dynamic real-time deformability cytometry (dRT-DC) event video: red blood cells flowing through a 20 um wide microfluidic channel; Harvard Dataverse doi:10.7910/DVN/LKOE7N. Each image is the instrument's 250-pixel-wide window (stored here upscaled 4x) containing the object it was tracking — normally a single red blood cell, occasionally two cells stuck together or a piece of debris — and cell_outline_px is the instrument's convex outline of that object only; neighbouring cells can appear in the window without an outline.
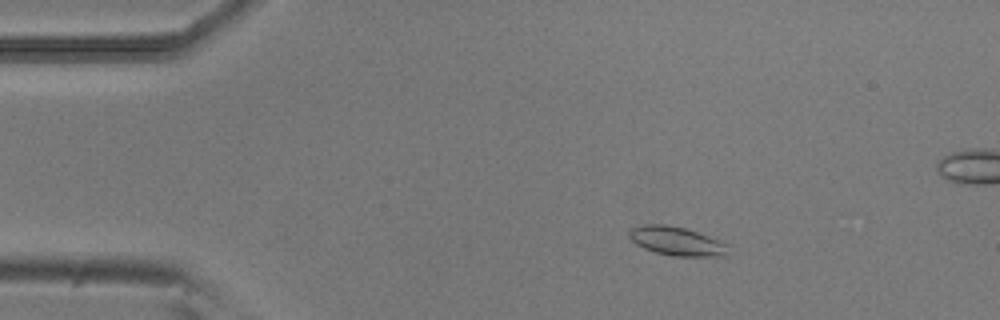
{"species": "common noctule bat (a hibernating species)", "species_latin": "Nyctalus noctula", "temperature_condition": "room temperature", "stored_images_in_passage": 24, "camera_frame_rate_fps": 3000, "um_per_image_px": 0.085, "animal": {"sex": "male", "body_mass_g": 20.5, "forearm_length_mm": 52.5}, "frame": {"image": 1, "passage_image": 8, "time_ms": 2.333, "image_size_px": [1000, 320], "cell_outline_px": [[732, 244], [728, 256], [672, 256], [656, 252], [644, 248], [636, 244], [628, 236], [628, 232], [632, 228], [644, 224], [668, 224], [684, 228]], "centroid_in_image_um": [57.59, 20.5], "position_along_channel_um": 27.4, "area_um2": 16.88}}
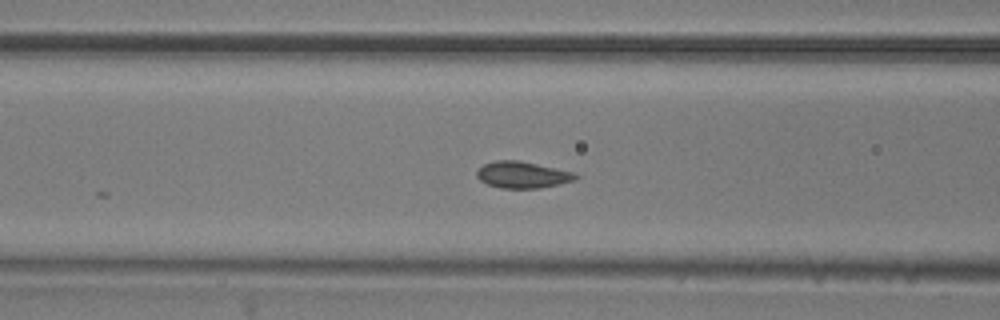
{"frame": {"image": 2, "passage_image": 20, "time_ms": 6.333, "image_size_px": [1000, 320], "cell_outline_px": [[580, 176], [576, 180], [560, 184], [540, 188], [500, 188], [488, 184], [480, 180], [476, 176], [476, 172], [484, 164], [496, 160], [520, 160], [576, 172]], "centroid_in_image_um": [44.46, 14.85], "position_along_channel_um": 122.1, "area_um2": 15.49}}
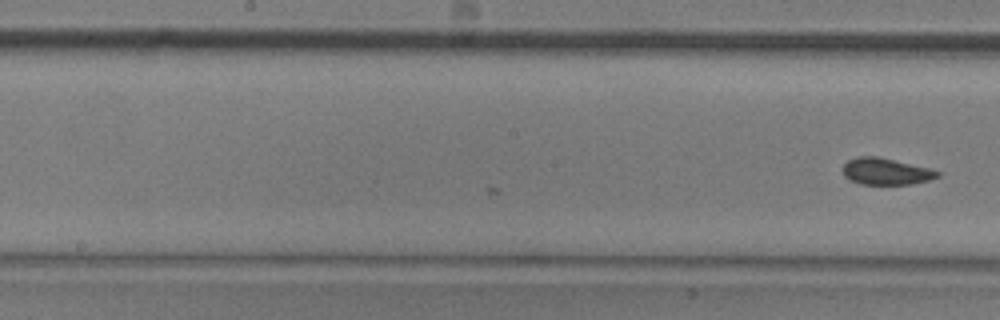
{"frame": {"image": 3, "passage_image": 24, "time_ms": 7.667, "image_size_px": [1000, 320], "cell_outline_px": [[940, 176], [928, 180], [912, 184], [860, 184], [848, 180], [844, 176], [844, 164], [848, 160], [860, 156], [876, 156], [928, 168], [940, 172]], "centroid_in_image_um": [75.28, 14.58], "position_along_channel_um": 172.9, "area_um2": 14.51}}